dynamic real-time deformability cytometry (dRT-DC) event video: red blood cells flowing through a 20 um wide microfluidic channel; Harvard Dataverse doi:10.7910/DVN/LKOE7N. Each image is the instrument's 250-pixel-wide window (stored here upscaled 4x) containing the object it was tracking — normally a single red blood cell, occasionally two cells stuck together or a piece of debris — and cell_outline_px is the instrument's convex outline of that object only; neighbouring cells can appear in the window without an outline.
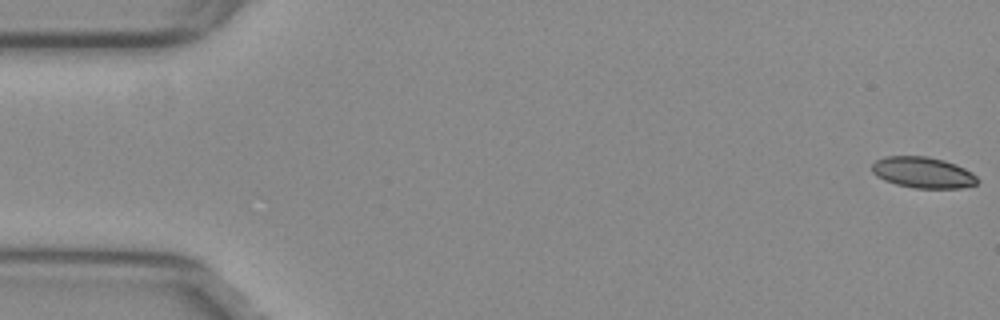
{"species": "common noctule bat (a hibernating species)", "species_latin": "Nyctalus noctula", "temperature_condition": "warm", "stored_images_in_passage": 44, "camera_frame_rate_fps": 3000, "um_per_image_px": 0.085, "animal": {"sex": "female", "body_mass_g": 29.2, "forearm_length_mm": 56.3}, "frame": {"image": 1, "passage_image": 1, "time_ms": 0.0, "image_size_px": [1000, 320], "cell_outline_px": [[980, 180], [976, 184], [960, 188], [916, 188], [896, 184], [884, 180], [876, 176], [872, 172], [872, 164], [876, 160], [884, 156], [928, 156], [944, 160], [956, 164], [972, 172]], "centroid_in_image_um": [78.45, 14.65], "position_along_channel_um": 6.6, "area_um2": 19.19}}
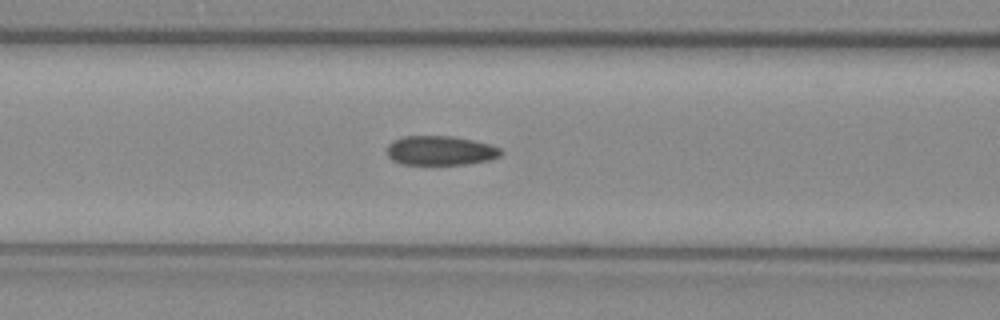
{"frame": {"image": 2, "passage_image": 22, "time_ms": 7.0, "image_size_px": [1000, 320], "cell_outline_px": [[504, 152], [500, 156], [488, 160], [468, 164], [400, 164], [392, 160], [388, 156], [388, 144], [392, 140], [404, 136], [452, 136], [472, 140], [488, 144], [500, 148]], "centroid_in_image_um": [37.42, 12.8], "position_along_channel_um": 129.2, "area_um2": 19.48}}
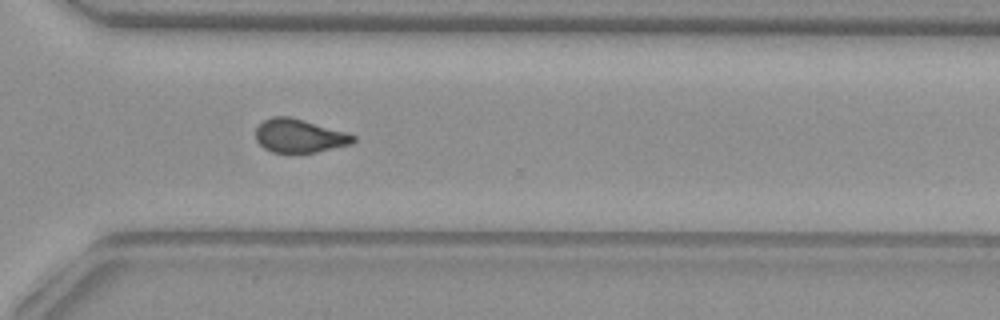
{"frame": {"image": 3, "passage_image": 39, "time_ms": 12.667, "image_size_px": [1000, 320], "cell_outline_px": [[356, 140], [352, 144], [316, 152], [272, 152], [264, 148], [256, 140], [256, 128], [264, 120], [272, 116], [288, 116], [304, 120], [344, 132], [356, 136]], "centroid_in_image_um": [25.43, 11.54], "position_along_channel_um": 345.2, "area_um2": 18.84}}